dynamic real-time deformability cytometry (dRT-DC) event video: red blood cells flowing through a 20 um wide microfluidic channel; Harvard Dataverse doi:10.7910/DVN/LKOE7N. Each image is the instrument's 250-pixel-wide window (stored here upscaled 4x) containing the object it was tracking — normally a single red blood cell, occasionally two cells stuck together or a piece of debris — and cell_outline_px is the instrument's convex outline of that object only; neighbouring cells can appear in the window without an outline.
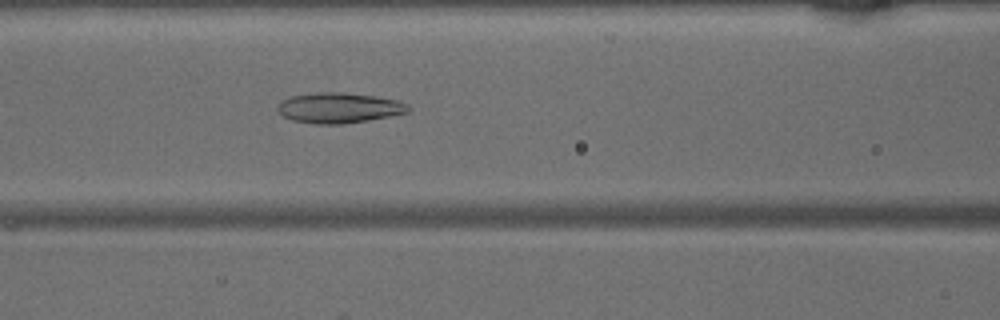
{"species": "common noctule bat (a hibernating species)", "species_latin": "Nyctalus noctula", "temperature_condition": "warm", "stored_images_in_passage": 37, "camera_frame_rate_fps": 3000, "um_per_image_px": 0.085, "animal": {"sex": "male", "body_mass_g": 15.6}, "frame": {"image": 1, "passage_image": 9, "time_ms": 2.667, "image_size_px": [1000, 320], "cell_outline_px": [[412, 108], [408, 112], [368, 120], [344, 124], [316, 124], [292, 120], [284, 116], [276, 108], [284, 100], [292, 96], [320, 92], [344, 92], [376, 96], [396, 100], [408, 104]], "centroid_in_image_um": [28.85, 9.17], "position_along_channel_um": 137.7, "area_um2": 22.95}}
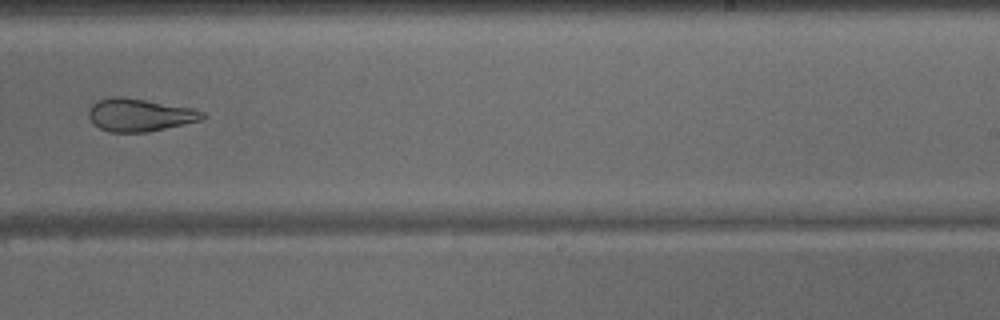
{"frame": {"image": 2, "passage_image": 19, "time_ms": 6.0, "image_size_px": [1000, 320], "cell_outline_px": [[208, 116], [204, 120], [148, 132], [108, 132], [92, 124], [88, 116], [88, 108], [92, 104], [100, 100], [112, 96], [120, 96], [192, 108], [204, 112]], "centroid_in_image_um": [11.88, 9.78], "position_along_channel_um": 277.1, "area_um2": 21.91}}
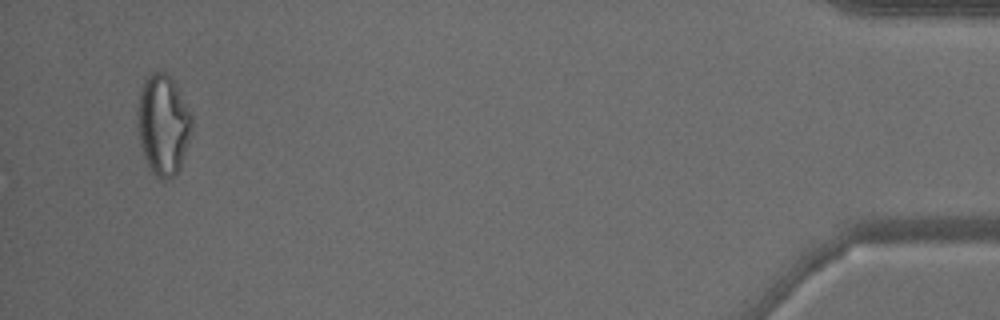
{"frame": {"image": 3, "passage_image": 35, "time_ms": 11.333, "image_size_px": [1000, 320], "cell_outline_px": [[192, 128], [180, 168], [168, 180], [160, 180], [148, 168], [140, 144], [136, 128], [136, 116], [140, 84], [156, 68], [172, 76], [176, 80], [192, 116]], "centroid_in_image_um": [13.84, 10.53], "position_along_channel_um": 421.4, "area_um2": 32.77}}